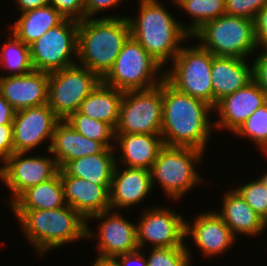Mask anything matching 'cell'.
<instances>
[{"label": "cell", "instance_id": "1", "mask_svg": "<svg viewBox=\"0 0 267 266\" xmlns=\"http://www.w3.org/2000/svg\"><path fill=\"white\" fill-rule=\"evenodd\" d=\"M212 109L205 101L177 91L164 79L161 129L164 145L191 147L204 152L214 129L208 119Z\"/></svg>", "mask_w": 267, "mask_h": 266}, {"label": "cell", "instance_id": "2", "mask_svg": "<svg viewBox=\"0 0 267 266\" xmlns=\"http://www.w3.org/2000/svg\"><path fill=\"white\" fill-rule=\"evenodd\" d=\"M23 232L40 256L78 239L94 237L86 220L72 207L56 209H12Z\"/></svg>", "mask_w": 267, "mask_h": 266}, {"label": "cell", "instance_id": "3", "mask_svg": "<svg viewBox=\"0 0 267 266\" xmlns=\"http://www.w3.org/2000/svg\"><path fill=\"white\" fill-rule=\"evenodd\" d=\"M129 36L127 17L103 16L80 21L77 43L80 65L93 71L102 80L112 69Z\"/></svg>", "mask_w": 267, "mask_h": 266}, {"label": "cell", "instance_id": "4", "mask_svg": "<svg viewBox=\"0 0 267 266\" xmlns=\"http://www.w3.org/2000/svg\"><path fill=\"white\" fill-rule=\"evenodd\" d=\"M139 6L135 19L127 17L130 35L162 66L172 62L182 48L180 43L191 35L157 0H140Z\"/></svg>", "mask_w": 267, "mask_h": 266}, {"label": "cell", "instance_id": "5", "mask_svg": "<svg viewBox=\"0 0 267 266\" xmlns=\"http://www.w3.org/2000/svg\"><path fill=\"white\" fill-rule=\"evenodd\" d=\"M192 35L214 56L246 59L258 47L254 20L228 14L205 22Z\"/></svg>", "mask_w": 267, "mask_h": 266}, {"label": "cell", "instance_id": "6", "mask_svg": "<svg viewBox=\"0 0 267 266\" xmlns=\"http://www.w3.org/2000/svg\"><path fill=\"white\" fill-rule=\"evenodd\" d=\"M158 63L131 35L123 44L112 69L102 81L122 92L147 90L158 86L165 79ZM157 76V78H156Z\"/></svg>", "mask_w": 267, "mask_h": 266}, {"label": "cell", "instance_id": "7", "mask_svg": "<svg viewBox=\"0 0 267 266\" xmlns=\"http://www.w3.org/2000/svg\"><path fill=\"white\" fill-rule=\"evenodd\" d=\"M203 155V151L196 148L164 145L150 169L152 187L156 180L167 197L180 200L183 194L203 181L195 166L202 161Z\"/></svg>", "mask_w": 267, "mask_h": 266}, {"label": "cell", "instance_id": "8", "mask_svg": "<svg viewBox=\"0 0 267 266\" xmlns=\"http://www.w3.org/2000/svg\"><path fill=\"white\" fill-rule=\"evenodd\" d=\"M214 55L200 45L183 47L165 72V80L177 91L201 99L213 107L211 67Z\"/></svg>", "mask_w": 267, "mask_h": 266}, {"label": "cell", "instance_id": "9", "mask_svg": "<svg viewBox=\"0 0 267 266\" xmlns=\"http://www.w3.org/2000/svg\"><path fill=\"white\" fill-rule=\"evenodd\" d=\"M100 81L93 71L78 64L50 72L47 104L60 120H66Z\"/></svg>", "mask_w": 267, "mask_h": 266}, {"label": "cell", "instance_id": "10", "mask_svg": "<svg viewBox=\"0 0 267 266\" xmlns=\"http://www.w3.org/2000/svg\"><path fill=\"white\" fill-rule=\"evenodd\" d=\"M162 82L151 89L126 91L115 134H161Z\"/></svg>", "mask_w": 267, "mask_h": 266}, {"label": "cell", "instance_id": "11", "mask_svg": "<svg viewBox=\"0 0 267 266\" xmlns=\"http://www.w3.org/2000/svg\"><path fill=\"white\" fill-rule=\"evenodd\" d=\"M79 22L64 19L29 45L31 63L36 71L53 72L75 65Z\"/></svg>", "mask_w": 267, "mask_h": 266}, {"label": "cell", "instance_id": "12", "mask_svg": "<svg viewBox=\"0 0 267 266\" xmlns=\"http://www.w3.org/2000/svg\"><path fill=\"white\" fill-rule=\"evenodd\" d=\"M26 154L28 152L12 153L0 172V179L13 194L9 204L29 187L46 182L59 173L60 168L54 157H26Z\"/></svg>", "mask_w": 267, "mask_h": 266}, {"label": "cell", "instance_id": "13", "mask_svg": "<svg viewBox=\"0 0 267 266\" xmlns=\"http://www.w3.org/2000/svg\"><path fill=\"white\" fill-rule=\"evenodd\" d=\"M142 216L136 225L139 249H144L147 242L153 244V248L187 247L184 242L186 222L180 214L168 208L154 207L145 210Z\"/></svg>", "mask_w": 267, "mask_h": 266}, {"label": "cell", "instance_id": "14", "mask_svg": "<svg viewBox=\"0 0 267 266\" xmlns=\"http://www.w3.org/2000/svg\"><path fill=\"white\" fill-rule=\"evenodd\" d=\"M60 119L48 104L16 111L12 122L14 152H29L46 139L49 151L56 124Z\"/></svg>", "mask_w": 267, "mask_h": 266}, {"label": "cell", "instance_id": "15", "mask_svg": "<svg viewBox=\"0 0 267 266\" xmlns=\"http://www.w3.org/2000/svg\"><path fill=\"white\" fill-rule=\"evenodd\" d=\"M267 102L266 93L252 80L245 87L219 100L213 108L219 114L215 128L235 133L259 107Z\"/></svg>", "mask_w": 267, "mask_h": 266}, {"label": "cell", "instance_id": "16", "mask_svg": "<svg viewBox=\"0 0 267 266\" xmlns=\"http://www.w3.org/2000/svg\"><path fill=\"white\" fill-rule=\"evenodd\" d=\"M49 73L33 70L25 75L0 76V94L16 110L48 103Z\"/></svg>", "mask_w": 267, "mask_h": 266}, {"label": "cell", "instance_id": "17", "mask_svg": "<svg viewBox=\"0 0 267 266\" xmlns=\"http://www.w3.org/2000/svg\"><path fill=\"white\" fill-rule=\"evenodd\" d=\"M95 218L102 219L98 229L99 255L117 257L139 249L136 225L124 219L119 213L109 209L93 215L88 220Z\"/></svg>", "mask_w": 267, "mask_h": 266}, {"label": "cell", "instance_id": "18", "mask_svg": "<svg viewBox=\"0 0 267 266\" xmlns=\"http://www.w3.org/2000/svg\"><path fill=\"white\" fill-rule=\"evenodd\" d=\"M66 204L86 221L95 214L111 209L110 185H96L80 177L68 176L59 169Z\"/></svg>", "mask_w": 267, "mask_h": 266}, {"label": "cell", "instance_id": "19", "mask_svg": "<svg viewBox=\"0 0 267 266\" xmlns=\"http://www.w3.org/2000/svg\"><path fill=\"white\" fill-rule=\"evenodd\" d=\"M186 237L190 234L202 254L211 257L225 253L236 237L216 211L198 214L193 224L186 222Z\"/></svg>", "mask_w": 267, "mask_h": 266}, {"label": "cell", "instance_id": "20", "mask_svg": "<svg viewBox=\"0 0 267 266\" xmlns=\"http://www.w3.org/2000/svg\"><path fill=\"white\" fill-rule=\"evenodd\" d=\"M116 166L109 189L111 209L129 208L143 201L153 188L150 170L126 167L120 171Z\"/></svg>", "mask_w": 267, "mask_h": 266}, {"label": "cell", "instance_id": "21", "mask_svg": "<svg viewBox=\"0 0 267 266\" xmlns=\"http://www.w3.org/2000/svg\"><path fill=\"white\" fill-rule=\"evenodd\" d=\"M236 57L214 56L211 67L213 108L226 95L245 87L253 80V66Z\"/></svg>", "mask_w": 267, "mask_h": 266}, {"label": "cell", "instance_id": "22", "mask_svg": "<svg viewBox=\"0 0 267 266\" xmlns=\"http://www.w3.org/2000/svg\"><path fill=\"white\" fill-rule=\"evenodd\" d=\"M105 149L101 142L83 136L68 122L60 120L55 126L49 152L55 154L53 156L61 168L67 161L102 153Z\"/></svg>", "mask_w": 267, "mask_h": 266}, {"label": "cell", "instance_id": "23", "mask_svg": "<svg viewBox=\"0 0 267 266\" xmlns=\"http://www.w3.org/2000/svg\"><path fill=\"white\" fill-rule=\"evenodd\" d=\"M223 206L216 212L229 227L233 235L258 236L267 228V223L246 203L236 190L225 192Z\"/></svg>", "mask_w": 267, "mask_h": 266}, {"label": "cell", "instance_id": "24", "mask_svg": "<svg viewBox=\"0 0 267 266\" xmlns=\"http://www.w3.org/2000/svg\"><path fill=\"white\" fill-rule=\"evenodd\" d=\"M115 141L120 145L121 164H126L129 168L148 170L164 146L161 134H115Z\"/></svg>", "mask_w": 267, "mask_h": 266}, {"label": "cell", "instance_id": "25", "mask_svg": "<svg viewBox=\"0 0 267 266\" xmlns=\"http://www.w3.org/2000/svg\"><path fill=\"white\" fill-rule=\"evenodd\" d=\"M114 147L102 153L67 161L60 169L68 176L80 177L96 185H111L116 167Z\"/></svg>", "mask_w": 267, "mask_h": 266}, {"label": "cell", "instance_id": "26", "mask_svg": "<svg viewBox=\"0 0 267 266\" xmlns=\"http://www.w3.org/2000/svg\"><path fill=\"white\" fill-rule=\"evenodd\" d=\"M123 94L124 92L101 80L83 100L78 111L92 119L108 123L115 129L119 120Z\"/></svg>", "mask_w": 267, "mask_h": 266}, {"label": "cell", "instance_id": "27", "mask_svg": "<svg viewBox=\"0 0 267 266\" xmlns=\"http://www.w3.org/2000/svg\"><path fill=\"white\" fill-rule=\"evenodd\" d=\"M21 14L11 26V33L28 46L65 19L51 5L31 9Z\"/></svg>", "mask_w": 267, "mask_h": 266}, {"label": "cell", "instance_id": "28", "mask_svg": "<svg viewBox=\"0 0 267 266\" xmlns=\"http://www.w3.org/2000/svg\"><path fill=\"white\" fill-rule=\"evenodd\" d=\"M10 205L12 209L34 210L56 209L67 205L60 173L46 182L29 187Z\"/></svg>", "mask_w": 267, "mask_h": 266}, {"label": "cell", "instance_id": "29", "mask_svg": "<svg viewBox=\"0 0 267 266\" xmlns=\"http://www.w3.org/2000/svg\"><path fill=\"white\" fill-rule=\"evenodd\" d=\"M176 5L181 7L193 16V22L186 31L192 35L205 22L214 20L225 14V0H172Z\"/></svg>", "mask_w": 267, "mask_h": 266}, {"label": "cell", "instance_id": "30", "mask_svg": "<svg viewBox=\"0 0 267 266\" xmlns=\"http://www.w3.org/2000/svg\"><path fill=\"white\" fill-rule=\"evenodd\" d=\"M12 37L2 46L0 64L4 69L11 71L9 75H25L32 72L30 48L20 41L13 33Z\"/></svg>", "mask_w": 267, "mask_h": 266}, {"label": "cell", "instance_id": "31", "mask_svg": "<svg viewBox=\"0 0 267 266\" xmlns=\"http://www.w3.org/2000/svg\"><path fill=\"white\" fill-rule=\"evenodd\" d=\"M65 121L83 136L101 142L106 148L113 147L110 140L115 141V129L110 124L92 119L79 111L72 113Z\"/></svg>", "mask_w": 267, "mask_h": 266}, {"label": "cell", "instance_id": "32", "mask_svg": "<svg viewBox=\"0 0 267 266\" xmlns=\"http://www.w3.org/2000/svg\"><path fill=\"white\" fill-rule=\"evenodd\" d=\"M234 134L250 137L267 154V102L247 118Z\"/></svg>", "mask_w": 267, "mask_h": 266}, {"label": "cell", "instance_id": "33", "mask_svg": "<svg viewBox=\"0 0 267 266\" xmlns=\"http://www.w3.org/2000/svg\"><path fill=\"white\" fill-rule=\"evenodd\" d=\"M189 247L152 248L147 266H190Z\"/></svg>", "mask_w": 267, "mask_h": 266}, {"label": "cell", "instance_id": "34", "mask_svg": "<svg viewBox=\"0 0 267 266\" xmlns=\"http://www.w3.org/2000/svg\"><path fill=\"white\" fill-rule=\"evenodd\" d=\"M246 203L267 223V188L259 178L236 189Z\"/></svg>", "mask_w": 267, "mask_h": 266}, {"label": "cell", "instance_id": "35", "mask_svg": "<svg viewBox=\"0 0 267 266\" xmlns=\"http://www.w3.org/2000/svg\"><path fill=\"white\" fill-rule=\"evenodd\" d=\"M267 0H225V14L254 20Z\"/></svg>", "mask_w": 267, "mask_h": 266}, {"label": "cell", "instance_id": "36", "mask_svg": "<svg viewBox=\"0 0 267 266\" xmlns=\"http://www.w3.org/2000/svg\"><path fill=\"white\" fill-rule=\"evenodd\" d=\"M49 5L53 6L65 19L78 22L85 19L84 0H49Z\"/></svg>", "mask_w": 267, "mask_h": 266}, {"label": "cell", "instance_id": "37", "mask_svg": "<svg viewBox=\"0 0 267 266\" xmlns=\"http://www.w3.org/2000/svg\"><path fill=\"white\" fill-rule=\"evenodd\" d=\"M253 66V80L266 93L267 96V49H263Z\"/></svg>", "mask_w": 267, "mask_h": 266}, {"label": "cell", "instance_id": "38", "mask_svg": "<svg viewBox=\"0 0 267 266\" xmlns=\"http://www.w3.org/2000/svg\"><path fill=\"white\" fill-rule=\"evenodd\" d=\"M254 27L258 47L267 49V4L256 14Z\"/></svg>", "mask_w": 267, "mask_h": 266}, {"label": "cell", "instance_id": "39", "mask_svg": "<svg viewBox=\"0 0 267 266\" xmlns=\"http://www.w3.org/2000/svg\"><path fill=\"white\" fill-rule=\"evenodd\" d=\"M14 153L12 124L0 125V154L7 159Z\"/></svg>", "mask_w": 267, "mask_h": 266}, {"label": "cell", "instance_id": "40", "mask_svg": "<svg viewBox=\"0 0 267 266\" xmlns=\"http://www.w3.org/2000/svg\"><path fill=\"white\" fill-rule=\"evenodd\" d=\"M122 0H84L85 3V19L92 18L98 11L107 8H115ZM94 14V15H93Z\"/></svg>", "mask_w": 267, "mask_h": 266}, {"label": "cell", "instance_id": "41", "mask_svg": "<svg viewBox=\"0 0 267 266\" xmlns=\"http://www.w3.org/2000/svg\"><path fill=\"white\" fill-rule=\"evenodd\" d=\"M141 249L133 252L122 254L116 258L119 261L120 266H131L137 264V266H147L146 256L142 253Z\"/></svg>", "mask_w": 267, "mask_h": 266}, {"label": "cell", "instance_id": "42", "mask_svg": "<svg viewBox=\"0 0 267 266\" xmlns=\"http://www.w3.org/2000/svg\"><path fill=\"white\" fill-rule=\"evenodd\" d=\"M16 110L0 94V125L12 124Z\"/></svg>", "mask_w": 267, "mask_h": 266}, {"label": "cell", "instance_id": "43", "mask_svg": "<svg viewBox=\"0 0 267 266\" xmlns=\"http://www.w3.org/2000/svg\"><path fill=\"white\" fill-rule=\"evenodd\" d=\"M17 2V5H19V8L21 10V13L36 9L40 7H45L49 5V0H15Z\"/></svg>", "mask_w": 267, "mask_h": 266}, {"label": "cell", "instance_id": "44", "mask_svg": "<svg viewBox=\"0 0 267 266\" xmlns=\"http://www.w3.org/2000/svg\"><path fill=\"white\" fill-rule=\"evenodd\" d=\"M93 266H120L119 261L116 257H106L99 255Z\"/></svg>", "mask_w": 267, "mask_h": 266}, {"label": "cell", "instance_id": "45", "mask_svg": "<svg viewBox=\"0 0 267 266\" xmlns=\"http://www.w3.org/2000/svg\"><path fill=\"white\" fill-rule=\"evenodd\" d=\"M260 179L262 180V182L265 184L267 188V172L264 173V175H262Z\"/></svg>", "mask_w": 267, "mask_h": 266}, {"label": "cell", "instance_id": "46", "mask_svg": "<svg viewBox=\"0 0 267 266\" xmlns=\"http://www.w3.org/2000/svg\"><path fill=\"white\" fill-rule=\"evenodd\" d=\"M0 162H2V164H4L3 166L0 165V172L3 170L5 163H6V159L0 154Z\"/></svg>", "mask_w": 267, "mask_h": 266}]
</instances>
